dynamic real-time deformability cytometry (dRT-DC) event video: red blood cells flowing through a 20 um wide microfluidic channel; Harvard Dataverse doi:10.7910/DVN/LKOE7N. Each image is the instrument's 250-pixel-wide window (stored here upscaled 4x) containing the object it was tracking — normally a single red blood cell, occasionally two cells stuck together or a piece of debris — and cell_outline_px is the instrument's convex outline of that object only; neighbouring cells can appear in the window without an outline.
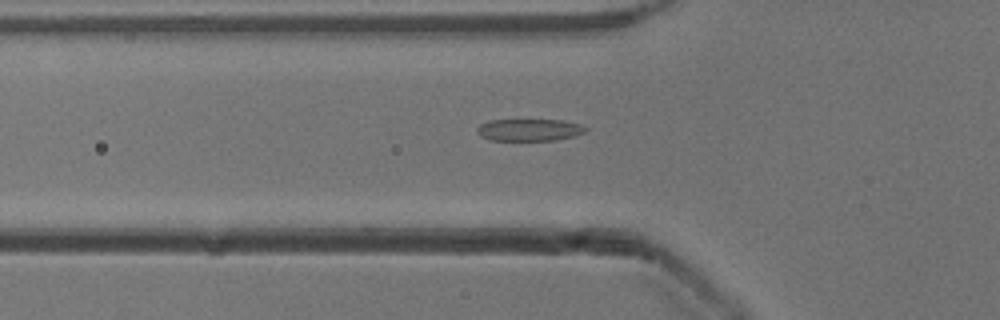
{"species": "common noctule bat (a hibernating species)", "species_latin": "Nyctalus noctula", "temperature_condition": "cold", "stored_images_in_passage": 39, "camera_frame_rate_fps": 3000, "um_per_image_px": 0.085, "animal": {"sex": "male", "body_mass_g": 13.3}, "frame": {"image": 1, "passage_image": 5, "time_ms": 1.333, "image_size_px": [1000, 320], "cell_outline_px": [[588, 128], [584, 132], [572, 136], [556, 140], [488, 140], [480, 136], [476, 132], [476, 128], [480, 124], [488, 120], [564, 120], [580, 124]], "centroid_in_image_um": [44.94, 11.03], "position_along_channel_um": 80.9, "area_um2": 13.99}}
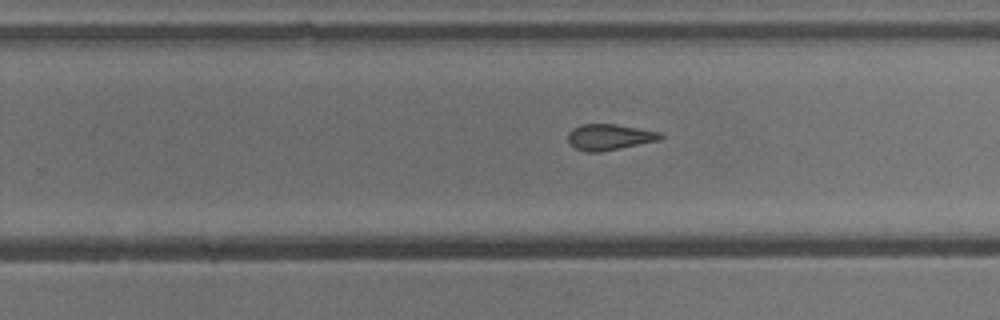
{"frame": {"image": 2, "passage_image": 20, "time_ms": 6.333, "image_size_px": [1000, 320], "cell_outline_px": [[664, 136], [660, 140], [600, 152], [584, 152], [576, 148], [568, 140], [568, 132], [572, 128], [580, 124], [616, 124], [660, 132]], "centroid_in_image_um": [51.79, 11.64], "position_along_channel_um": 278.0, "area_um2": 13.99}}
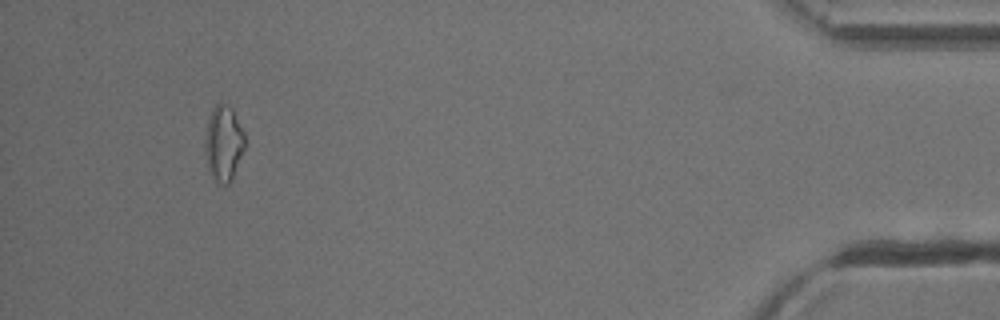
{"frame": {"image": 3, "passage_image": 36, "time_ms": 11.667, "image_size_px": [1000, 320], "cell_outline_px": [[244, 148], [232, 180], [228, 184], [216, 184], [208, 168], [204, 148], [204, 144], [208, 120], [212, 108], [216, 104], [224, 104], [232, 108], [244, 132]], "centroid_in_image_um": [18.99, 12.21], "position_along_channel_um": 416.2, "area_um2": 17.46}, "authors_computed_cell_mechanics": {"area_um2": 14.5078, "velocity_mm_per_s": 3.9258, "shape_relaxation_time_tau1_ms": 4.5201, "shape_relaxation_time_tau2_ms": 1.831, "deformation_change_tau1": 0.1382, "deformation_change_tau2": 0.1076}}